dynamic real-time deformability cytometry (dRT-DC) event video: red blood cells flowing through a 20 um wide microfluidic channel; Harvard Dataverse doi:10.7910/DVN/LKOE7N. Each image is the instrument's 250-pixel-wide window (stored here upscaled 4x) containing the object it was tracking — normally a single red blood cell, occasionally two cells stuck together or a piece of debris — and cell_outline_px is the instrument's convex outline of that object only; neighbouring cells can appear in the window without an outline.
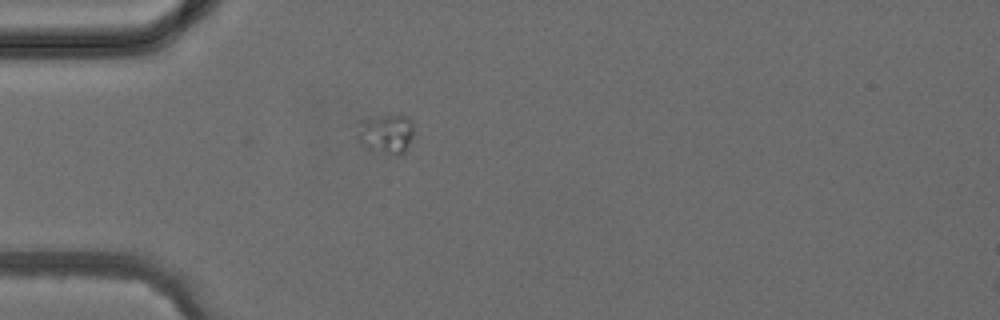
{"species": "common noctule bat (a hibernating species)", "species_latin": "Nyctalus noctula", "temperature_condition": "cold", "stored_images_in_passage": 1, "camera_frame_rate_fps": 3000, "um_per_image_px": 0.085, "animal": {"sex": "female", "body_mass_g": 24.6, "forearm_length_mm": 56.2}, "frame": {"image": 1, "passage_image": 1, "time_ms": 0.0, "image_size_px": [1000, 320], "cell_outline_px": [[412, 140], [404, 156], [396, 156], [368, 148], [356, 136], [360, 120], [368, 116], [400, 112], [408, 116], [412, 120]], "centroid_in_image_um": [32.86, 11.31], "position_along_channel_um": 52.1, "area_um2": 13.76}}